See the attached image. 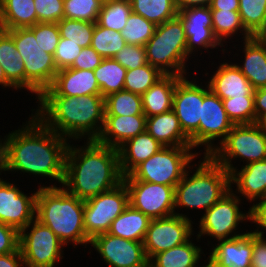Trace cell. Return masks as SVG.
<instances>
[{
	"mask_svg": "<svg viewBox=\"0 0 266 267\" xmlns=\"http://www.w3.org/2000/svg\"><path fill=\"white\" fill-rule=\"evenodd\" d=\"M21 130L0 140V170L22 172L54 178L63 183L67 138L47 128L36 116Z\"/></svg>",
	"mask_w": 266,
	"mask_h": 267,
	"instance_id": "6da1fadb",
	"label": "cell"
},
{
	"mask_svg": "<svg viewBox=\"0 0 266 267\" xmlns=\"http://www.w3.org/2000/svg\"><path fill=\"white\" fill-rule=\"evenodd\" d=\"M85 148L68 145L63 187L79 199L110 191L123 182L118 149L88 140Z\"/></svg>",
	"mask_w": 266,
	"mask_h": 267,
	"instance_id": "7a4b0ae2",
	"label": "cell"
},
{
	"mask_svg": "<svg viewBox=\"0 0 266 267\" xmlns=\"http://www.w3.org/2000/svg\"><path fill=\"white\" fill-rule=\"evenodd\" d=\"M38 99L42 106L35 116L58 135L75 139L88 135L87 140L100 136L105 117L102 95H40Z\"/></svg>",
	"mask_w": 266,
	"mask_h": 267,
	"instance_id": "3957f363",
	"label": "cell"
},
{
	"mask_svg": "<svg viewBox=\"0 0 266 267\" xmlns=\"http://www.w3.org/2000/svg\"><path fill=\"white\" fill-rule=\"evenodd\" d=\"M35 219L49 227L59 240L76 245L90 243L84 228V200L64 188L40 187L36 197Z\"/></svg>",
	"mask_w": 266,
	"mask_h": 267,
	"instance_id": "277c9868",
	"label": "cell"
},
{
	"mask_svg": "<svg viewBox=\"0 0 266 267\" xmlns=\"http://www.w3.org/2000/svg\"><path fill=\"white\" fill-rule=\"evenodd\" d=\"M188 176L186 171L175 187V208H204L206 212L231 190L230 173L208 155Z\"/></svg>",
	"mask_w": 266,
	"mask_h": 267,
	"instance_id": "5b68a950",
	"label": "cell"
},
{
	"mask_svg": "<svg viewBox=\"0 0 266 267\" xmlns=\"http://www.w3.org/2000/svg\"><path fill=\"white\" fill-rule=\"evenodd\" d=\"M144 47L147 63L157 68L162 74L185 75L184 64L189 54L187 53L185 27L179 15L157 25L153 36Z\"/></svg>",
	"mask_w": 266,
	"mask_h": 267,
	"instance_id": "8992f818",
	"label": "cell"
},
{
	"mask_svg": "<svg viewBox=\"0 0 266 267\" xmlns=\"http://www.w3.org/2000/svg\"><path fill=\"white\" fill-rule=\"evenodd\" d=\"M14 40L25 67V89L39 96L51 86L58 70L52 54L37 44L29 28L5 30Z\"/></svg>",
	"mask_w": 266,
	"mask_h": 267,
	"instance_id": "52a82bcc",
	"label": "cell"
},
{
	"mask_svg": "<svg viewBox=\"0 0 266 267\" xmlns=\"http://www.w3.org/2000/svg\"><path fill=\"white\" fill-rule=\"evenodd\" d=\"M191 149L186 146L163 147L123 177V180L147 181L175 188L187 171L186 167L198 155L191 153Z\"/></svg>",
	"mask_w": 266,
	"mask_h": 267,
	"instance_id": "ba28073f",
	"label": "cell"
},
{
	"mask_svg": "<svg viewBox=\"0 0 266 267\" xmlns=\"http://www.w3.org/2000/svg\"><path fill=\"white\" fill-rule=\"evenodd\" d=\"M220 144L209 156L230 174L235 170L232 158L247 159V164L266 159V134L257 123L234 124Z\"/></svg>",
	"mask_w": 266,
	"mask_h": 267,
	"instance_id": "9c48e42d",
	"label": "cell"
},
{
	"mask_svg": "<svg viewBox=\"0 0 266 267\" xmlns=\"http://www.w3.org/2000/svg\"><path fill=\"white\" fill-rule=\"evenodd\" d=\"M129 205V192L124 182L114 189L84 200V228L91 240L107 233L111 223Z\"/></svg>",
	"mask_w": 266,
	"mask_h": 267,
	"instance_id": "30bf717a",
	"label": "cell"
},
{
	"mask_svg": "<svg viewBox=\"0 0 266 267\" xmlns=\"http://www.w3.org/2000/svg\"><path fill=\"white\" fill-rule=\"evenodd\" d=\"M30 232L27 228L32 225ZM19 231V250L24 264L28 267H53L61 259V248L64 245L55 233L47 226L34 219Z\"/></svg>",
	"mask_w": 266,
	"mask_h": 267,
	"instance_id": "8fae6325",
	"label": "cell"
},
{
	"mask_svg": "<svg viewBox=\"0 0 266 267\" xmlns=\"http://www.w3.org/2000/svg\"><path fill=\"white\" fill-rule=\"evenodd\" d=\"M129 192V204L150 219L175 214V188L140 180H123Z\"/></svg>",
	"mask_w": 266,
	"mask_h": 267,
	"instance_id": "7c38bea8",
	"label": "cell"
},
{
	"mask_svg": "<svg viewBox=\"0 0 266 267\" xmlns=\"http://www.w3.org/2000/svg\"><path fill=\"white\" fill-rule=\"evenodd\" d=\"M192 234L191 220L186 215L151 219L143 241L145 255L149 260L160 252L185 243Z\"/></svg>",
	"mask_w": 266,
	"mask_h": 267,
	"instance_id": "4fadbf2b",
	"label": "cell"
},
{
	"mask_svg": "<svg viewBox=\"0 0 266 267\" xmlns=\"http://www.w3.org/2000/svg\"><path fill=\"white\" fill-rule=\"evenodd\" d=\"M203 88L181 76L173 96V110L192 148L199 146V121L202 112Z\"/></svg>",
	"mask_w": 266,
	"mask_h": 267,
	"instance_id": "5bb4252c",
	"label": "cell"
},
{
	"mask_svg": "<svg viewBox=\"0 0 266 267\" xmlns=\"http://www.w3.org/2000/svg\"><path fill=\"white\" fill-rule=\"evenodd\" d=\"M240 200L236 194L230 190L209 210L205 212L200 220L201 235H210L218 240L232 239L243 234H235L230 237V233L236 230L239 221L249 219V213L246 215L239 211L238 204ZM229 236V238H228Z\"/></svg>",
	"mask_w": 266,
	"mask_h": 267,
	"instance_id": "9a60e30c",
	"label": "cell"
},
{
	"mask_svg": "<svg viewBox=\"0 0 266 267\" xmlns=\"http://www.w3.org/2000/svg\"><path fill=\"white\" fill-rule=\"evenodd\" d=\"M90 244L110 267H148L143 242L102 233L93 237Z\"/></svg>",
	"mask_w": 266,
	"mask_h": 267,
	"instance_id": "2e32d148",
	"label": "cell"
},
{
	"mask_svg": "<svg viewBox=\"0 0 266 267\" xmlns=\"http://www.w3.org/2000/svg\"><path fill=\"white\" fill-rule=\"evenodd\" d=\"M203 89L202 112L199 121V145H206L205 155L214 150L212 141L222 137L220 143L234 126L228 118L222 99L209 88Z\"/></svg>",
	"mask_w": 266,
	"mask_h": 267,
	"instance_id": "e0dca14e",
	"label": "cell"
},
{
	"mask_svg": "<svg viewBox=\"0 0 266 267\" xmlns=\"http://www.w3.org/2000/svg\"><path fill=\"white\" fill-rule=\"evenodd\" d=\"M36 193L27 197L15 185L0 178V222L21 231L35 219Z\"/></svg>",
	"mask_w": 266,
	"mask_h": 267,
	"instance_id": "ac0fdd59",
	"label": "cell"
},
{
	"mask_svg": "<svg viewBox=\"0 0 266 267\" xmlns=\"http://www.w3.org/2000/svg\"><path fill=\"white\" fill-rule=\"evenodd\" d=\"M185 27L187 53L191 54L198 47L215 48L222 45L212 30V15L209 6L189 7L178 12Z\"/></svg>",
	"mask_w": 266,
	"mask_h": 267,
	"instance_id": "d6986e66",
	"label": "cell"
},
{
	"mask_svg": "<svg viewBox=\"0 0 266 267\" xmlns=\"http://www.w3.org/2000/svg\"><path fill=\"white\" fill-rule=\"evenodd\" d=\"M41 95L84 96L101 95L92 70L65 68L58 70L49 88Z\"/></svg>",
	"mask_w": 266,
	"mask_h": 267,
	"instance_id": "ffe728a7",
	"label": "cell"
},
{
	"mask_svg": "<svg viewBox=\"0 0 266 267\" xmlns=\"http://www.w3.org/2000/svg\"><path fill=\"white\" fill-rule=\"evenodd\" d=\"M219 242L208 257L212 267H251L253 233Z\"/></svg>",
	"mask_w": 266,
	"mask_h": 267,
	"instance_id": "44dd1931",
	"label": "cell"
},
{
	"mask_svg": "<svg viewBox=\"0 0 266 267\" xmlns=\"http://www.w3.org/2000/svg\"><path fill=\"white\" fill-rule=\"evenodd\" d=\"M146 118L145 115H105L97 141L118 149L126 141L146 131Z\"/></svg>",
	"mask_w": 266,
	"mask_h": 267,
	"instance_id": "7402d4cb",
	"label": "cell"
},
{
	"mask_svg": "<svg viewBox=\"0 0 266 267\" xmlns=\"http://www.w3.org/2000/svg\"><path fill=\"white\" fill-rule=\"evenodd\" d=\"M210 90L221 99L254 96V89L237 64L221 63L209 81Z\"/></svg>",
	"mask_w": 266,
	"mask_h": 267,
	"instance_id": "603a6c76",
	"label": "cell"
},
{
	"mask_svg": "<svg viewBox=\"0 0 266 267\" xmlns=\"http://www.w3.org/2000/svg\"><path fill=\"white\" fill-rule=\"evenodd\" d=\"M163 147L147 131L126 141L118 148L120 171L123 177L129 175L139 164Z\"/></svg>",
	"mask_w": 266,
	"mask_h": 267,
	"instance_id": "cb8c5ba5",
	"label": "cell"
},
{
	"mask_svg": "<svg viewBox=\"0 0 266 267\" xmlns=\"http://www.w3.org/2000/svg\"><path fill=\"white\" fill-rule=\"evenodd\" d=\"M146 131L164 147H192L173 109L146 118Z\"/></svg>",
	"mask_w": 266,
	"mask_h": 267,
	"instance_id": "d4e9b609",
	"label": "cell"
},
{
	"mask_svg": "<svg viewBox=\"0 0 266 267\" xmlns=\"http://www.w3.org/2000/svg\"><path fill=\"white\" fill-rule=\"evenodd\" d=\"M180 77L171 74L163 75L141 95L143 112L146 117L173 109V96Z\"/></svg>",
	"mask_w": 266,
	"mask_h": 267,
	"instance_id": "484cf974",
	"label": "cell"
},
{
	"mask_svg": "<svg viewBox=\"0 0 266 267\" xmlns=\"http://www.w3.org/2000/svg\"><path fill=\"white\" fill-rule=\"evenodd\" d=\"M230 182H234L238 192L250 199V202L257 198H260L259 200L265 198L266 159L246 164L240 172L235 169L230 174Z\"/></svg>",
	"mask_w": 266,
	"mask_h": 267,
	"instance_id": "4316f807",
	"label": "cell"
},
{
	"mask_svg": "<svg viewBox=\"0 0 266 267\" xmlns=\"http://www.w3.org/2000/svg\"><path fill=\"white\" fill-rule=\"evenodd\" d=\"M244 41V64L237 67L249 80L254 90L266 88V44L255 36Z\"/></svg>",
	"mask_w": 266,
	"mask_h": 267,
	"instance_id": "83f0119b",
	"label": "cell"
},
{
	"mask_svg": "<svg viewBox=\"0 0 266 267\" xmlns=\"http://www.w3.org/2000/svg\"><path fill=\"white\" fill-rule=\"evenodd\" d=\"M151 219L130 204L114 219L107 233L136 242H143Z\"/></svg>",
	"mask_w": 266,
	"mask_h": 267,
	"instance_id": "f1b7e54d",
	"label": "cell"
},
{
	"mask_svg": "<svg viewBox=\"0 0 266 267\" xmlns=\"http://www.w3.org/2000/svg\"><path fill=\"white\" fill-rule=\"evenodd\" d=\"M36 23L34 0H0L1 30L27 28Z\"/></svg>",
	"mask_w": 266,
	"mask_h": 267,
	"instance_id": "f546056e",
	"label": "cell"
},
{
	"mask_svg": "<svg viewBox=\"0 0 266 267\" xmlns=\"http://www.w3.org/2000/svg\"><path fill=\"white\" fill-rule=\"evenodd\" d=\"M0 64L13 88H25V67L13 38L0 30Z\"/></svg>",
	"mask_w": 266,
	"mask_h": 267,
	"instance_id": "4dcf8cb0",
	"label": "cell"
},
{
	"mask_svg": "<svg viewBox=\"0 0 266 267\" xmlns=\"http://www.w3.org/2000/svg\"><path fill=\"white\" fill-rule=\"evenodd\" d=\"M188 239L185 243L155 254L148 261V267H196L201 248Z\"/></svg>",
	"mask_w": 266,
	"mask_h": 267,
	"instance_id": "1f68e13d",
	"label": "cell"
},
{
	"mask_svg": "<svg viewBox=\"0 0 266 267\" xmlns=\"http://www.w3.org/2000/svg\"><path fill=\"white\" fill-rule=\"evenodd\" d=\"M126 71L114 58H103L100 65L94 69V76L104 98L124 90Z\"/></svg>",
	"mask_w": 266,
	"mask_h": 267,
	"instance_id": "d6a6232c",
	"label": "cell"
},
{
	"mask_svg": "<svg viewBox=\"0 0 266 267\" xmlns=\"http://www.w3.org/2000/svg\"><path fill=\"white\" fill-rule=\"evenodd\" d=\"M132 12L160 25L178 15L175 0H129Z\"/></svg>",
	"mask_w": 266,
	"mask_h": 267,
	"instance_id": "836d02e7",
	"label": "cell"
},
{
	"mask_svg": "<svg viewBox=\"0 0 266 267\" xmlns=\"http://www.w3.org/2000/svg\"><path fill=\"white\" fill-rule=\"evenodd\" d=\"M105 115H144L141 95L121 90L104 98Z\"/></svg>",
	"mask_w": 266,
	"mask_h": 267,
	"instance_id": "e575fe53",
	"label": "cell"
},
{
	"mask_svg": "<svg viewBox=\"0 0 266 267\" xmlns=\"http://www.w3.org/2000/svg\"><path fill=\"white\" fill-rule=\"evenodd\" d=\"M131 13L129 0H109L102 5L96 23L101 27L121 32Z\"/></svg>",
	"mask_w": 266,
	"mask_h": 267,
	"instance_id": "d590c367",
	"label": "cell"
},
{
	"mask_svg": "<svg viewBox=\"0 0 266 267\" xmlns=\"http://www.w3.org/2000/svg\"><path fill=\"white\" fill-rule=\"evenodd\" d=\"M126 45L121 32L114 31L95 23L91 47L102 58H113Z\"/></svg>",
	"mask_w": 266,
	"mask_h": 267,
	"instance_id": "8d00e7d4",
	"label": "cell"
},
{
	"mask_svg": "<svg viewBox=\"0 0 266 267\" xmlns=\"http://www.w3.org/2000/svg\"><path fill=\"white\" fill-rule=\"evenodd\" d=\"M238 12L245 30L256 36L265 23L266 0H239Z\"/></svg>",
	"mask_w": 266,
	"mask_h": 267,
	"instance_id": "74e56055",
	"label": "cell"
},
{
	"mask_svg": "<svg viewBox=\"0 0 266 267\" xmlns=\"http://www.w3.org/2000/svg\"><path fill=\"white\" fill-rule=\"evenodd\" d=\"M212 15V30L215 37L222 42L228 36L235 33L237 30L242 29L244 31V40L251 38L252 36L245 30L238 11H226L211 9Z\"/></svg>",
	"mask_w": 266,
	"mask_h": 267,
	"instance_id": "f35d334b",
	"label": "cell"
},
{
	"mask_svg": "<svg viewBox=\"0 0 266 267\" xmlns=\"http://www.w3.org/2000/svg\"><path fill=\"white\" fill-rule=\"evenodd\" d=\"M156 26L157 25L148 21L143 16L132 12L121 31V35L128 45L145 46L148 40L153 36Z\"/></svg>",
	"mask_w": 266,
	"mask_h": 267,
	"instance_id": "ab89813d",
	"label": "cell"
},
{
	"mask_svg": "<svg viewBox=\"0 0 266 267\" xmlns=\"http://www.w3.org/2000/svg\"><path fill=\"white\" fill-rule=\"evenodd\" d=\"M163 75L148 63L136 69L127 70L124 90L142 95Z\"/></svg>",
	"mask_w": 266,
	"mask_h": 267,
	"instance_id": "60d3db41",
	"label": "cell"
},
{
	"mask_svg": "<svg viewBox=\"0 0 266 267\" xmlns=\"http://www.w3.org/2000/svg\"><path fill=\"white\" fill-rule=\"evenodd\" d=\"M57 25L60 37L70 39L82 48L91 47L95 23L63 18Z\"/></svg>",
	"mask_w": 266,
	"mask_h": 267,
	"instance_id": "b9f144b4",
	"label": "cell"
},
{
	"mask_svg": "<svg viewBox=\"0 0 266 267\" xmlns=\"http://www.w3.org/2000/svg\"><path fill=\"white\" fill-rule=\"evenodd\" d=\"M224 109L233 124L256 123L254 96L232 97L222 99Z\"/></svg>",
	"mask_w": 266,
	"mask_h": 267,
	"instance_id": "7bdbcfd3",
	"label": "cell"
},
{
	"mask_svg": "<svg viewBox=\"0 0 266 267\" xmlns=\"http://www.w3.org/2000/svg\"><path fill=\"white\" fill-rule=\"evenodd\" d=\"M102 5L99 0H64V18L96 23Z\"/></svg>",
	"mask_w": 266,
	"mask_h": 267,
	"instance_id": "ee69618b",
	"label": "cell"
},
{
	"mask_svg": "<svg viewBox=\"0 0 266 267\" xmlns=\"http://www.w3.org/2000/svg\"><path fill=\"white\" fill-rule=\"evenodd\" d=\"M29 28L34 32L37 44L53 55L60 39L57 23H36Z\"/></svg>",
	"mask_w": 266,
	"mask_h": 267,
	"instance_id": "f6af8a7d",
	"label": "cell"
},
{
	"mask_svg": "<svg viewBox=\"0 0 266 267\" xmlns=\"http://www.w3.org/2000/svg\"><path fill=\"white\" fill-rule=\"evenodd\" d=\"M37 23H58L64 18V0H34Z\"/></svg>",
	"mask_w": 266,
	"mask_h": 267,
	"instance_id": "bcb514c9",
	"label": "cell"
},
{
	"mask_svg": "<svg viewBox=\"0 0 266 267\" xmlns=\"http://www.w3.org/2000/svg\"><path fill=\"white\" fill-rule=\"evenodd\" d=\"M82 51V47L70 39L60 37L55 53L54 63L57 70L69 68L73 65L76 57Z\"/></svg>",
	"mask_w": 266,
	"mask_h": 267,
	"instance_id": "7dc6e473",
	"label": "cell"
},
{
	"mask_svg": "<svg viewBox=\"0 0 266 267\" xmlns=\"http://www.w3.org/2000/svg\"><path fill=\"white\" fill-rule=\"evenodd\" d=\"M113 58L126 70L136 69L147 64L145 47L140 45L126 44Z\"/></svg>",
	"mask_w": 266,
	"mask_h": 267,
	"instance_id": "c3c4849f",
	"label": "cell"
},
{
	"mask_svg": "<svg viewBox=\"0 0 266 267\" xmlns=\"http://www.w3.org/2000/svg\"><path fill=\"white\" fill-rule=\"evenodd\" d=\"M19 249V231L0 222V255L16 252Z\"/></svg>",
	"mask_w": 266,
	"mask_h": 267,
	"instance_id": "681fc988",
	"label": "cell"
},
{
	"mask_svg": "<svg viewBox=\"0 0 266 267\" xmlns=\"http://www.w3.org/2000/svg\"><path fill=\"white\" fill-rule=\"evenodd\" d=\"M102 60L103 58L92 47L82 48V51L76 57L70 68L94 71V69L100 65Z\"/></svg>",
	"mask_w": 266,
	"mask_h": 267,
	"instance_id": "f907efd6",
	"label": "cell"
},
{
	"mask_svg": "<svg viewBox=\"0 0 266 267\" xmlns=\"http://www.w3.org/2000/svg\"><path fill=\"white\" fill-rule=\"evenodd\" d=\"M251 233H253L251 267H266V240L263 239V232L256 230Z\"/></svg>",
	"mask_w": 266,
	"mask_h": 267,
	"instance_id": "816d5d0a",
	"label": "cell"
},
{
	"mask_svg": "<svg viewBox=\"0 0 266 267\" xmlns=\"http://www.w3.org/2000/svg\"><path fill=\"white\" fill-rule=\"evenodd\" d=\"M259 201L249 209V219L266 230V197Z\"/></svg>",
	"mask_w": 266,
	"mask_h": 267,
	"instance_id": "f5cc1de1",
	"label": "cell"
},
{
	"mask_svg": "<svg viewBox=\"0 0 266 267\" xmlns=\"http://www.w3.org/2000/svg\"><path fill=\"white\" fill-rule=\"evenodd\" d=\"M254 110L256 113V122L266 115V88L254 90Z\"/></svg>",
	"mask_w": 266,
	"mask_h": 267,
	"instance_id": "db71d44e",
	"label": "cell"
},
{
	"mask_svg": "<svg viewBox=\"0 0 266 267\" xmlns=\"http://www.w3.org/2000/svg\"><path fill=\"white\" fill-rule=\"evenodd\" d=\"M24 260L18 249L16 252L0 255V267H23Z\"/></svg>",
	"mask_w": 266,
	"mask_h": 267,
	"instance_id": "11a10c76",
	"label": "cell"
},
{
	"mask_svg": "<svg viewBox=\"0 0 266 267\" xmlns=\"http://www.w3.org/2000/svg\"><path fill=\"white\" fill-rule=\"evenodd\" d=\"M211 9L239 11V0H212Z\"/></svg>",
	"mask_w": 266,
	"mask_h": 267,
	"instance_id": "9f6ffc18",
	"label": "cell"
},
{
	"mask_svg": "<svg viewBox=\"0 0 266 267\" xmlns=\"http://www.w3.org/2000/svg\"><path fill=\"white\" fill-rule=\"evenodd\" d=\"M212 0H175L178 12L189 7L210 6Z\"/></svg>",
	"mask_w": 266,
	"mask_h": 267,
	"instance_id": "6f0895ef",
	"label": "cell"
},
{
	"mask_svg": "<svg viewBox=\"0 0 266 267\" xmlns=\"http://www.w3.org/2000/svg\"><path fill=\"white\" fill-rule=\"evenodd\" d=\"M0 84L5 86V87H12L13 85L7 80L5 73L3 71V68L0 64Z\"/></svg>",
	"mask_w": 266,
	"mask_h": 267,
	"instance_id": "680465c9",
	"label": "cell"
},
{
	"mask_svg": "<svg viewBox=\"0 0 266 267\" xmlns=\"http://www.w3.org/2000/svg\"><path fill=\"white\" fill-rule=\"evenodd\" d=\"M260 129L266 134V115H263L257 122Z\"/></svg>",
	"mask_w": 266,
	"mask_h": 267,
	"instance_id": "91938a15",
	"label": "cell"
},
{
	"mask_svg": "<svg viewBox=\"0 0 266 267\" xmlns=\"http://www.w3.org/2000/svg\"><path fill=\"white\" fill-rule=\"evenodd\" d=\"M265 32H266V16H265V23H264L263 29L255 37L260 38Z\"/></svg>",
	"mask_w": 266,
	"mask_h": 267,
	"instance_id": "94428289",
	"label": "cell"
},
{
	"mask_svg": "<svg viewBox=\"0 0 266 267\" xmlns=\"http://www.w3.org/2000/svg\"><path fill=\"white\" fill-rule=\"evenodd\" d=\"M260 39L266 44V32L260 37Z\"/></svg>",
	"mask_w": 266,
	"mask_h": 267,
	"instance_id": "6125c7cd",
	"label": "cell"
},
{
	"mask_svg": "<svg viewBox=\"0 0 266 267\" xmlns=\"http://www.w3.org/2000/svg\"><path fill=\"white\" fill-rule=\"evenodd\" d=\"M99 1L104 4V3L108 2L109 0H99Z\"/></svg>",
	"mask_w": 266,
	"mask_h": 267,
	"instance_id": "be15d7a7",
	"label": "cell"
},
{
	"mask_svg": "<svg viewBox=\"0 0 266 267\" xmlns=\"http://www.w3.org/2000/svg\"><path fill=\"white\" fill-rule=\"evenodd\" d=\"M203 267H212V265L208 262V264Z\"/></svg>",
	"mask_w": 266,
	"mask_h": 267,
	"instance_id": "e7e4bbea",
	"label": "cell"
}]
</instances>
